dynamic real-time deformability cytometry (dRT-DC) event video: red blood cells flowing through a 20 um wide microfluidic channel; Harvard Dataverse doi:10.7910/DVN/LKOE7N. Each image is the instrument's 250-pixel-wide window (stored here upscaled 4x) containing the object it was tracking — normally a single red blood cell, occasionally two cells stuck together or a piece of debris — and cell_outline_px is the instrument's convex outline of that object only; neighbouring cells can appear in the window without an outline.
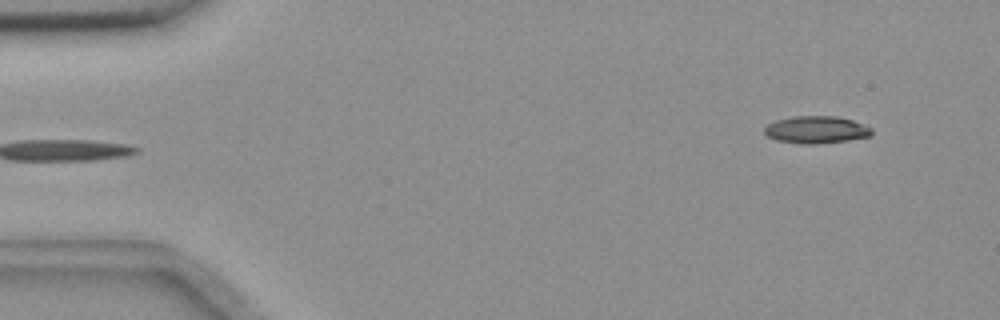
{"species": "common noctule bat (a hibernating species)", "species_latin": "Nyctalus noctula", "temperature_condition": "room temperature", "stored_images_in_passage": 12, "camera_frame_rate_fps": 3000, "um_per_image_px": 0.085, "animal": {"sex": "female", "body_mass_g": 18.4}, "frame": {"image": 1, "passage_image": 1, "time_ms": 0.0, "image_size_px": [1000, 320], "cell_outline_px": [[872, 136], [848, 140], [816, 144], [804, 144], [776, 140], [768, 136], [764, 132], [764, 128], [768, 124], [776, 120], [792, 116], [836, 116], [852, 120], [864, 124], [872, 128]], "centroid_in_image_um": [69.4, 11.02], "position_along_channel_um": 15.6, "area_um2": 17.11}}